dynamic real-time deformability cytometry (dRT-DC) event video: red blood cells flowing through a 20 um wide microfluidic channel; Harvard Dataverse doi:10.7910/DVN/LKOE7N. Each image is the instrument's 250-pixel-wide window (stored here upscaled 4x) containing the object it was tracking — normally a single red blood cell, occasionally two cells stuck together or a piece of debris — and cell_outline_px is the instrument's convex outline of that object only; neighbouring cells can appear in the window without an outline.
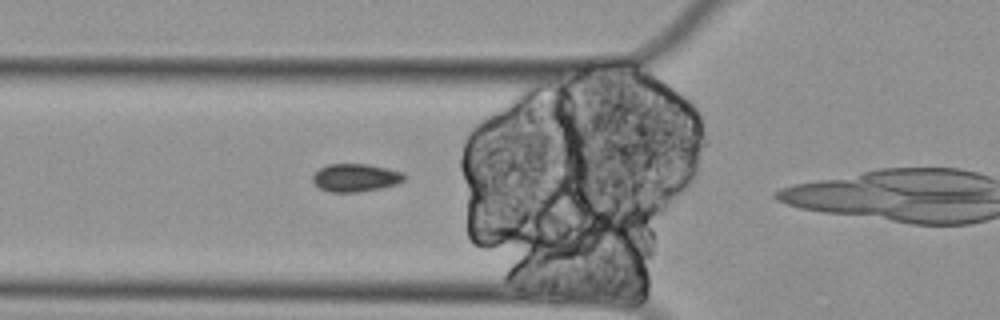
{"species": "Egyptian fruit bat (a non-hibernating species)", "species_latin": "Rousettus aegyptiacus", "temperature_condition": "cold", "stored_images_in_passage": 9, "segment_of_instrument_passage": [2, 2], "camera_frame_rate_fps": 3000, "um_per_image_px": 0.085, "animal": {"sex": "female"}, "frame": {"image": 1, "passage_image": 8, "time_ms": 2.333, "image_size_px": [1000, 320], "cell_outline_px": [[404, 180], [396, 184], [380, 188], [356, 192], [332, 192], [320, 188], [312, 180], [312, 176], [320, 168], [328, 164], [368, 164], [388, 168], [404, 172]], "centroid_in_image_um": [30.23, 15.09], "position_along_channel_um": 95.6, "area_um2": 14.8}}